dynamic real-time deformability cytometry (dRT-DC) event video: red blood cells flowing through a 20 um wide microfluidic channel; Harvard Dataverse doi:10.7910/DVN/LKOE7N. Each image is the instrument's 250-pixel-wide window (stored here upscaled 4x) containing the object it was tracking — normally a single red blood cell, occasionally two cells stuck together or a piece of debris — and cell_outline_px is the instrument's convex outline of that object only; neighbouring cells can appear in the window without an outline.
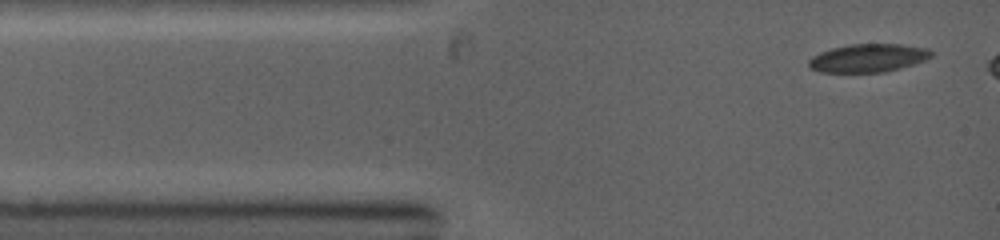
{"species": "common noctule bat (a hibernating species)", "species_latin": "Nyctalus noctula", "temperature_condition": "warm", "stored_images_in_passage": 16, "camera_frame_rate_fps": 5000, "um_per_image_px": 0.085, "animal": {"sex": "female", "body_mass_g": 19.0, "forearm_length_mm": 53.3}, "frame": {"image": 1, "passage_image": 1, "time_ms": 0.0, "image_size_px": [1000, 240], "cell_outline_px": [[932, 56], [924, 60], [900, 68], [884, 72], [820, 72], [808, 68], [808, 60], [812, 56], [820, 52], [832, 48], [852, 44], [900, 44], [928, 48], [932, 52]], "centroid_in_image_um": [73.76, 4.93], "position_along_channel_um": 11.2, "area_um2": 20.11}}
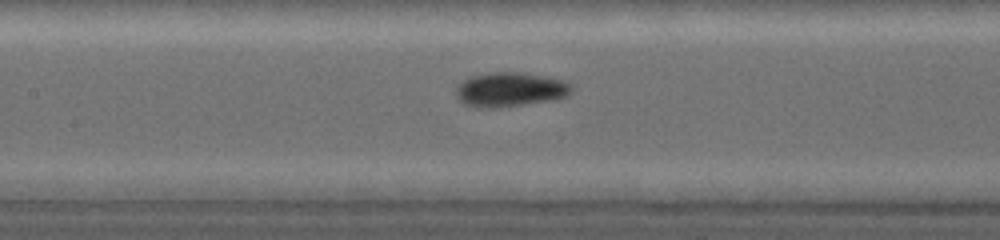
{"frame": {"image": 2, "passage_image": 12, "time_ms": 4.4, "image_size_px": [1000, 240], "cell_outline_px": [[572, 92], [568, 96], [556, 100], [496, 108], [476, 108], [464, 104], [456, 96], [456, 88], [468, 76], [488, 72], [520, 72], [544, 76], [564, 80], [572, 84]], "centroid_in_image_um": [43.38, 7.62], "position_along_channel_um": 164.0, "area_um2": 23.58}}
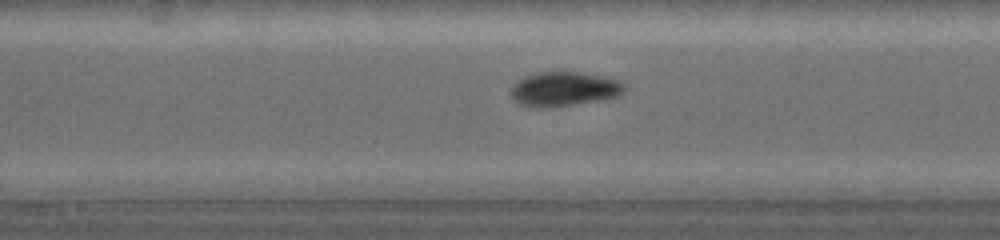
{"frame": {"image": 3, "passage_image": 14, "time_ms": 5.2, "image_size_px": [1000, 240], "cell_outline_px": [[628, 88], [624, 92], [616, 96], [596, 100], [552, 108], [532, 108], [520, 104], [512, 96], [512, 88], [524, 76], [536, 72], [580, 72], [604, 76], [620, 80]], "centroid_in_image_um": [47.97, 7.56], "position_along_channel_um": 200.2, "area_um2": 22.72}}